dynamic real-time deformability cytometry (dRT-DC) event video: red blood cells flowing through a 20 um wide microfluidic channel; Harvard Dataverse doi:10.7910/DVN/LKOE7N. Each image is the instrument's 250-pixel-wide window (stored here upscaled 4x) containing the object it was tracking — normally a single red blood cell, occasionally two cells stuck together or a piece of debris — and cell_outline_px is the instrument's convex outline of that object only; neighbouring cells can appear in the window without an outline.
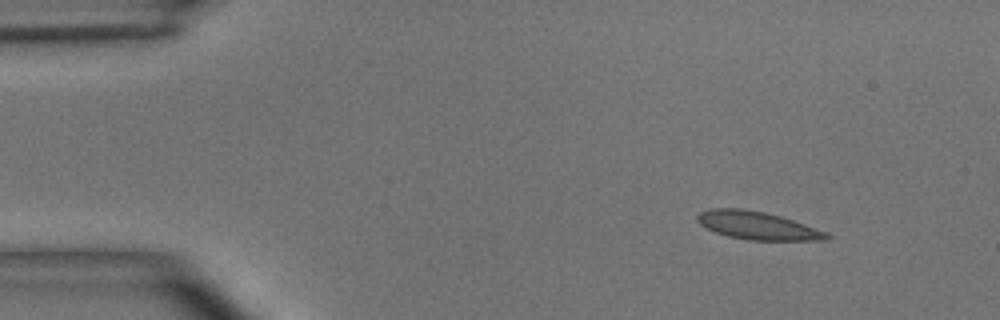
{"species": "common noctule bat (a hibernating species)", "species_latin": "Nyctalus noctula", "temperature_condition": "room temperature", "stored_images_in_passage": 4, "camera_frame_rate_fps": 3000, "um_per_image_px": 0.085, "animal": {"sex": "male", "body_mass_g": 15.6}, "frame": {"image": 1, "passage_image": 1, "time_ms": 0.0, "image_size_px": [1000, 320], "cell_outline_px": [[832, 236], [828, 240], [748, 240], [728, 236], [716, 232], [700, 224], [696, 220], [696, 216], [700, 212], [712, 208], [744, 208], [764, 212], [780, 216], [828, 232]], "centroid_in_image_um": [64.39, 19.17], "position_along_channel_um": 20.6, "area_um2": 21.04}}
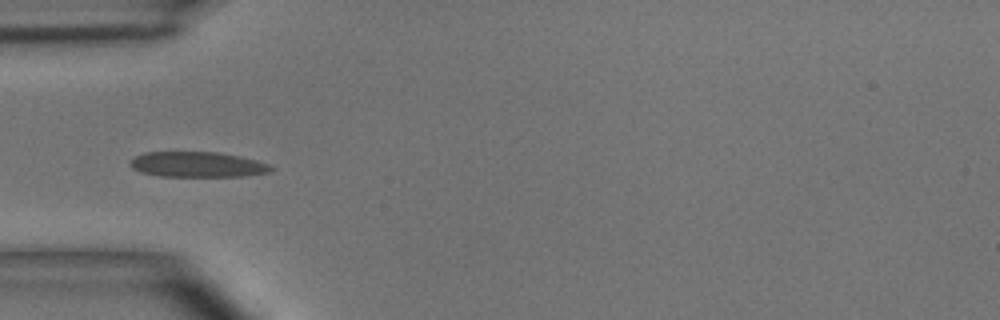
{"frame": {"image": 2, "passage_image": 4, "time_ms": 3.333, "image_size_px": [1000, 320], "cell_outline_px": [[276, 168], [272, 172], [244, 176], [160, 176], [140, 172], [132, 168], [128, 164], [128, 160], [144, 152], [216, 152], [240, 156], [256, 160], [268, 164]], "centroid_in_image_um": [16.77, 13.98], "position_along_channel_um": 68.2, "area_um2": 20.98}}